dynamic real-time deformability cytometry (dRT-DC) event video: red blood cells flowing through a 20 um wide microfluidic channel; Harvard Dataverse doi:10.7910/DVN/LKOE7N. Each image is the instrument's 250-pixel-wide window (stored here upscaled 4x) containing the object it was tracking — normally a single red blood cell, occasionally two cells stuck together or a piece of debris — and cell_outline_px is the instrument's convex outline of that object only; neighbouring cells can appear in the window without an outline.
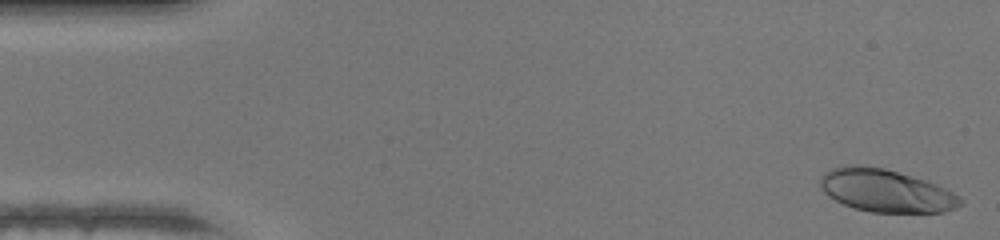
{"species": "human", "species_latin": "Homo sapiens", "temperature_condition": "warm", "stored_images_in_passage": 47, "camera_frame_rate_fps": 3000, "um_per_image_px": 0.085, "donor": {"sex": "female"}, "frame": {"image": 1, "passage_image": 1, "time_ms": 0.0, "image_size_px": [1000, 240], "cell_outline_px": [[964, 204], [956, 208], [944, 212], [872, 212], [856, 208], [844, 204], [828, 196], [820, 188], [820, 176], [824, 172], [832, 168], [848, 164], [856, 164], [884, 168], [924, 180], [936, 184], [960, 196], [964, 200]], "centroid_in_image_um": [75.29, 16.2], "position_along_channel_um": 9.7, "area_um2": 34.91}}
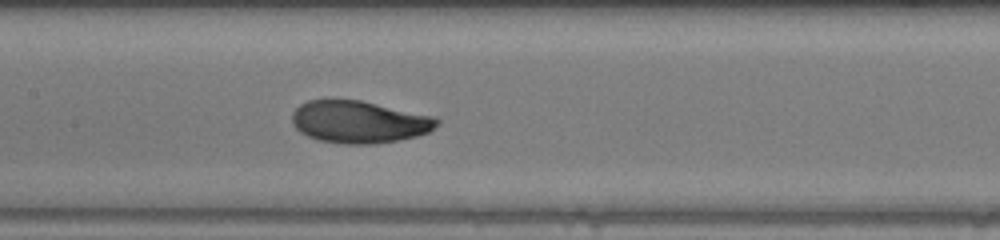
{"frame": {"image": 2, "passage_image": 22, "time_ms": 7.0, "image_size_px": [1000, 240], "cell_outline_px": [[440, 124], [428, 132], [416, 136], [376, 144], [344, 144], [320, 140], [308, 136], [300, 132], [292, 124], [292, 112], [300, 104], [308, 100], [360, 100], [436, 116], [440, 120]], "centroid_in_image_um": [30.54, 10.36], "position_along_channel_um": 176.9, "area_um2": 35.78}}
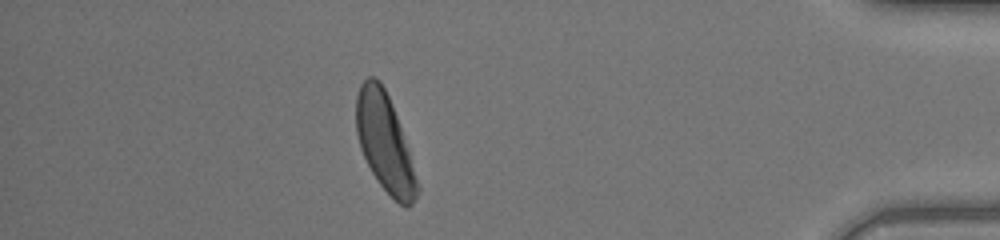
{"frame": {"image": 3, "passage_image": 41, "time_ms": 13.333, "image_size_px": [1000, 240], "cell_outline_px": [[420, 188], [412, 204], [408, 208], [400, 204], [376, 180], [360, 148], [356, 132], [356, 96], [360, 84], [368, 76], [376, 76], [380, 80], [388, 96], [396, 116], [408, 148]], "centroid_in_image_um": [32.69, 12.11], "position_along_channel_um": 402.5, "area_um2": 34.39}, "authors_computed_cell_mechanics": {"area_um2": 34.969, "velocity_mm_per_s": 4.3453, "shape_relaxation_time_tau1_ms": 3.4594, "shape_relaxation_time_tau2_ms": 0.9417, "deformation_change_tau1": 0.1903, "deformation_change_tau2": 0.0499}}